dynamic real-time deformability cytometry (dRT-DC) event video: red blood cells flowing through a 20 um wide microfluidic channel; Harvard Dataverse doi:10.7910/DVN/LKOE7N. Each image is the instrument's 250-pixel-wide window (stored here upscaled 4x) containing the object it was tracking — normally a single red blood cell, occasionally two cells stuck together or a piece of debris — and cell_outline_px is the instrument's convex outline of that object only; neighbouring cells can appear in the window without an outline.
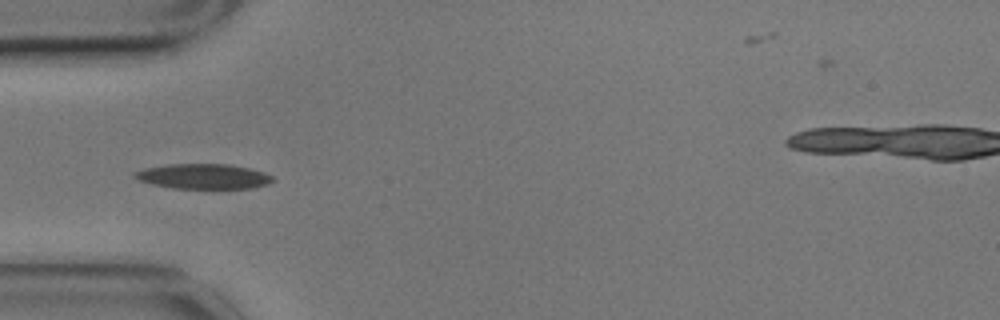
{"species": "common noctule bat (a hibernating species)", "species_latin": "Nyctalus noctula", "temperature_condition": "cold", "stored_images_in_passage": 42, "camera_frame_rate_fps": 3000, "um_per_image_px": 0.085, "animal": {"sex": "male", "body_mass_g": 17.9}, "frame": {"image": 1, "passage_image": 1, "time_ms": 0.0, "image_size_px": [1000, 320], "cell_outline_px": [[276, 180], [268, 184], [252, 188], [172, 188], [152, 184], [140, 180], [132, 176], [132, 172], [144, 168], [172, 164], [228, 164], [248, 168], [264, 172], [272, 176]], "centroid_in_image_um": [17.29, 14.99], "position_along_channel_um": 67.7, "area_um2": 20.11}}
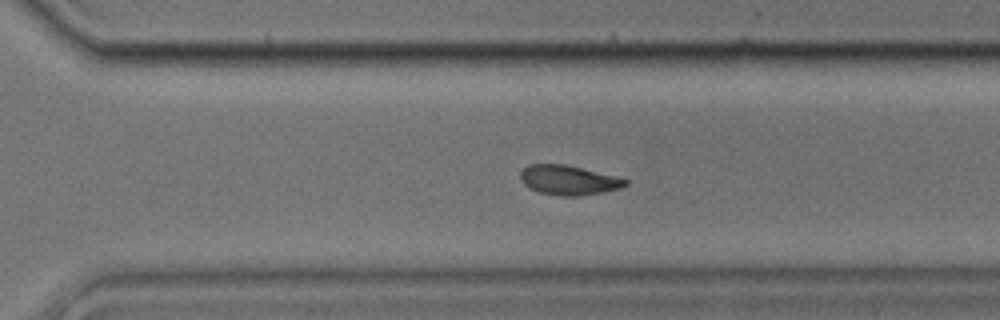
{"frame": {"image": 2, "passage_image": 23, "time_ms": 7.333, "image_size_px": [1000, 320], "cell_outline_px": [[628, 184], [620, 188], [604, 192], [580, 196], [560, 196], [540, 192], [528, 188], [520, 180], [520, 172], [528, 164], [564, 164], [616, 176], [628, 180]], "centroid_in_image_um": [48.31, 15.31], "position_along_channel_um": 322.3, "area_um2": 18.15}}
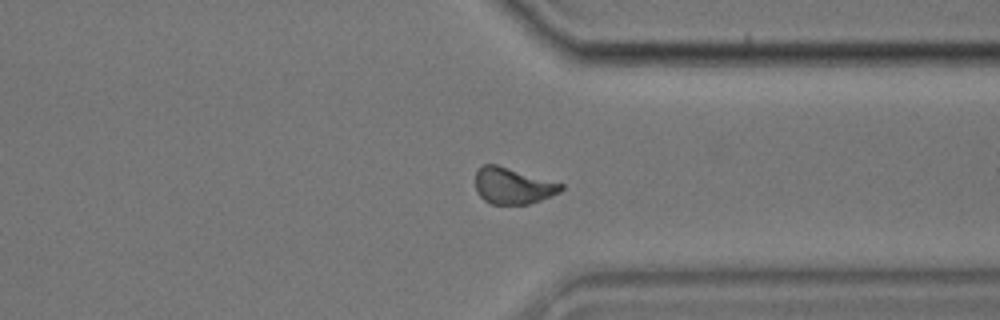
{"frame": {"image": 3, "passage_image": 27, "time_ms": 8.667, "image_size_px": [1000, 320], "cell_outline_px": [[564, 188], [560, 192], [540, 200], [528, 204], [492, 204], [484, 200], [476, 192], [476, 172], [480, 164], [496, 164], [564, 184]], "centroid_in_image_um": [43.57, 15.79], "position_along_channel_um": 367.8, "area_um2": 18.09}, "authors_computed_cell_mechanics": {"area_um2": 18.4671, "velocity_mm_per_s": 3.4794, "shape_relaxation_time_tau1_ms": null, "shape_relaxation_time_tau2_ms": 5.7618, "deformation_change_tau1": null, "deformation_change_tau2": 0.0984}}